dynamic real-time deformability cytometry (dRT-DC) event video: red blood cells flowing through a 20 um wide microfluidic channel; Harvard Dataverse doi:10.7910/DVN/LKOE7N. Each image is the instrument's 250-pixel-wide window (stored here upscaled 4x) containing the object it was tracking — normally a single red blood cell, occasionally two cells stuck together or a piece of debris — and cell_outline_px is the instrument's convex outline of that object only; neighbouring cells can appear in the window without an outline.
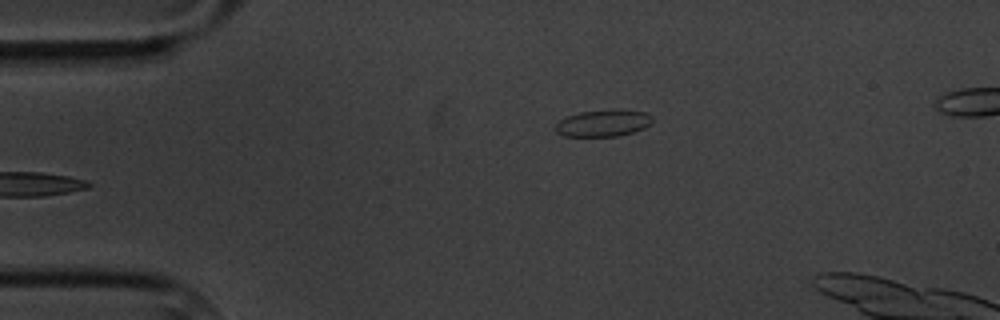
{"species": "common noctule bat (a hibernating species)", "species_latin": "Nyctalus noctula", "temperature_condition": "cold", "stored_images_in_passage": 5, "camera_frame_rate_fps": 3000, "um_per_image_px": 0.085, "animal": {"sex": "male", "body_mass_g": 20.1, "forearm_length_mm": 53.5}, "frame": {"image": 1, "passage_image": 5, "time_ms": 4.667, "image_size_px": [1000, 320], "cell_outline_px": [[652, 120], [644, 128], [632, 132], [616, 136], [564, 136], [556, 132], [556, 124], [560, 120], [568, 116], [580, 112], [616, 108], [644, 112], [652, 116]], "centroid_in_image_um": [51.27, 10.45], "position_along_channel_um": 33.7, "area_um2": 15.09}}